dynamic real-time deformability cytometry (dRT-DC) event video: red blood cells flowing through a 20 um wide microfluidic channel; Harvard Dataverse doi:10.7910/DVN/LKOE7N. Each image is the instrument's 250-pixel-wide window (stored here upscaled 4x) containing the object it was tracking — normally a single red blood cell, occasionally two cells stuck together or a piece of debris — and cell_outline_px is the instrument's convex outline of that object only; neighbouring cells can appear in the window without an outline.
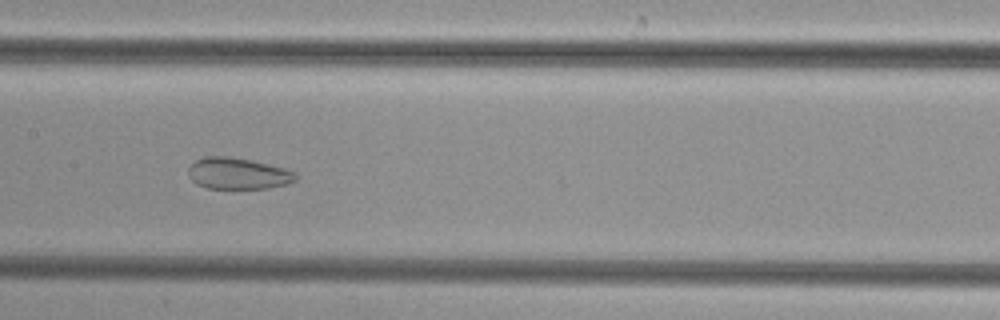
{"species": "common noctule bat (a hibernating species)", "species_latin": "Nyctalus noctula", "temperature_condition": "cold", "stored_images_in_passage": 48, "camera_frame_rate_fps": 3000, "um_per_image_px": 0.085, "animal": {"sex": "female", "body_mass_g": 29.2, "forearm_length_mm": 56.3}, "frame": {"image": 1, "passage_image": 22, "time_ms": 7.0, "image_size_px": [1000, 320], "cell_outline_px": [[296, 180], [288, 184], [268, 188], [208, 188], [196, 184], [188, 176], [188, 168], [196, 160], [204, 156], [224, 156], [252, 160], [284, 168], [292, 172], [296, 176]], "centroid_in_image_um": [20.19, 14.75], "position_along_channel_um": 187.2, "area_um2": 19.54}}
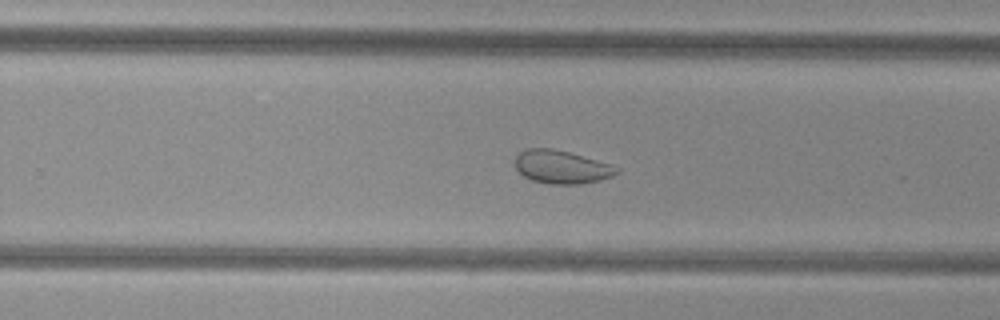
{"frame": {"image": 2, "passage_image": 29, "time_ms": 9.333, "image_size_px": [1000, 320], "cell_outline_px": [[620, 172], [612, 176], [600, 180], [580, 184], [548, 184], [532, 180], [524, 176], [516, 168], [516, 156], [520, 152], [528, 148], [552, 148], [568, 152], [612, 164], [620, 168]], "centroid_in_image_um": [47.76, 14.2], "position_along_channel_um": 282.0, "area_um2": 19.65}}
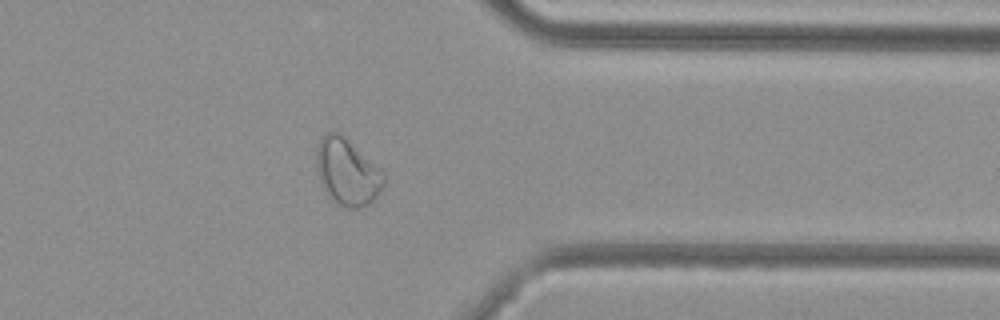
{"frame": {"image": 3, "passage_image": 37, "time_ms": 12.0, "image_size_px": [1000, 320], "cell_outline_px": [[384, 184], [380, 192], [368, 204], [356, 208], [344, 208], [336, 204], [328, 196], [320, 184], [316, 164], [316, 148], [320, 140], [328, 132], [340, 132], [380, 168], [384, 172]], "centroid_in_image_um": [29.5, 14.63], "position_along_channel_um": 381.9, "area_um2": 26.24}}